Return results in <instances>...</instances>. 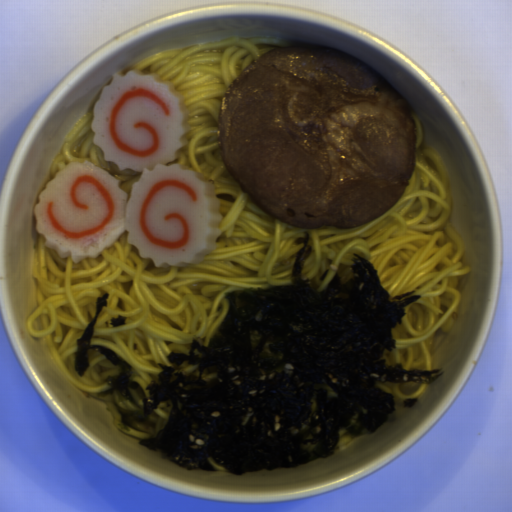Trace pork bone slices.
Instances as JSON below:
<instances>
[{"label": "pork bone slices", "mask_w": 512, "mask_h": 512, "mask_svg": "<svg viewBox=\"0 0 512 512\" xmlns=\"http://www.w3.org/2000/svg\"><path fill=\"white\" fill-rule=\"evenodd\" d=\"M216 133L242 192L301 228H355L398 203L416 163L402 95L322 43L277 46L227 87Z\"/></svg>", "instance_id": "d1f655de"}]
</instances>
